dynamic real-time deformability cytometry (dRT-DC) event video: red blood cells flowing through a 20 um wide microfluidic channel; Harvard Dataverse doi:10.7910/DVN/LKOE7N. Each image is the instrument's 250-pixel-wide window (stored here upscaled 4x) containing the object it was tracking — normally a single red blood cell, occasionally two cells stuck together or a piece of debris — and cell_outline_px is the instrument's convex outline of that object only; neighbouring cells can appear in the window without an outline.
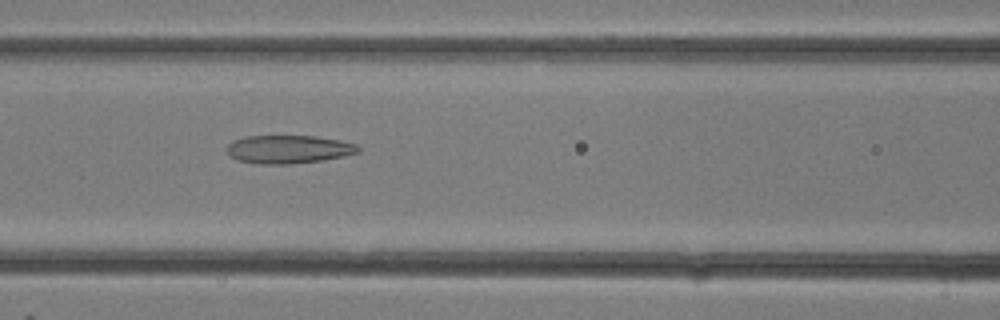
{"species": "common noctule bat (a hibernating species)", "species_latin": "Nyctalus noctula", "temperature_condition": "room temperature", "stored_images_in_passage": 11, "camera_frame_rate_fps": 3000, "um_per_image_px": 0.085, "animal": {"sex": "female"}, "frame": {"image": 1, "passage_image": 4, "time_ms": 1.0, "image_size_px": [1000, 320], "cell_outline_px": [[360, 152], [344, 156], [320, 160], [288, 164], [260, 164], [240, 160], [232, 156], [228, 152], [228, 144], [232, 140], [244, 136], [316, 136], [340, 140], [356, 144], [360, 148]], "centroid_in_image_um": [24.55, 12.68], "position_along_channel_um": 142.1, "area_um2": 21.44}}
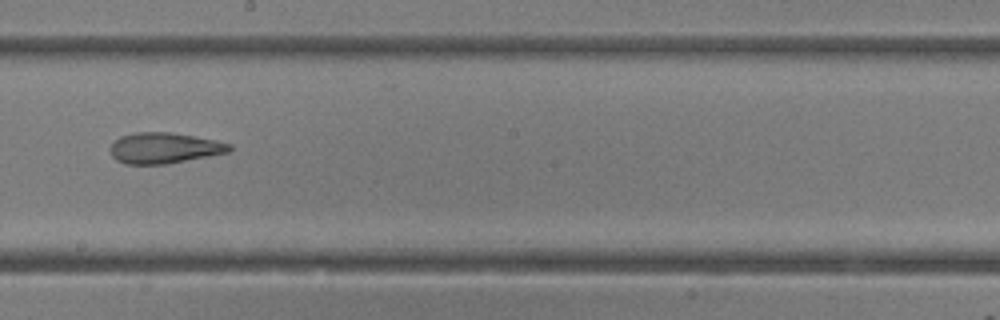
{"frame": {"image": 2, "passage_image": 8, "time_ms": 2.333, "image_size_px": [1000, 320], "cell_outline_px": [[232, 148], [228, 152], [208, 156], [164, 164], [124, 164], [116, 160], [112, 156], [108, 148], [120, 136], [136, 132], [172, 132], [216, 140], [232, 144]], "centroid_in_image_um": [13.93, 12.57], "position_along_channel_um": 234.3, "area_um2": 21.39}}
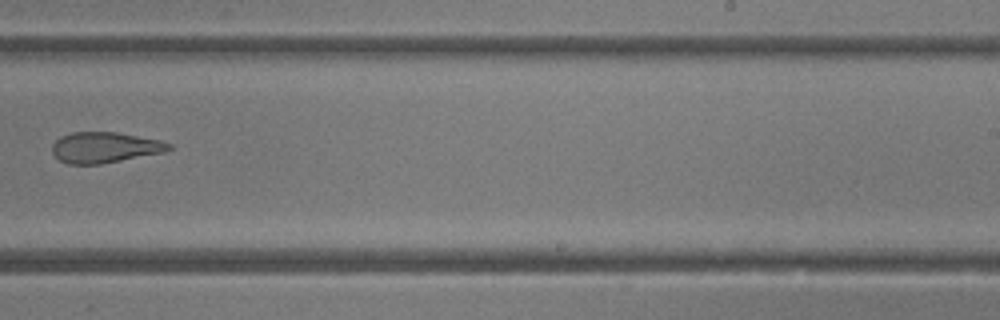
{"frame": {"image": 3, "passage_image": 10, "time_ms": 3.0, "image_size_px": [1000, 320], "cell_outline_px": [[172, 148], [164, 152], [100, 164], [68, 164], [60, 160], [52, 152], [52, 144], [60, 136], [72, 132], [116, 132], [160, 140], [172, 144]], "centroid_in_image_um": [8.89, 12.53], "position_along_channel_um": 280.1, "area_um2": 20.81}}